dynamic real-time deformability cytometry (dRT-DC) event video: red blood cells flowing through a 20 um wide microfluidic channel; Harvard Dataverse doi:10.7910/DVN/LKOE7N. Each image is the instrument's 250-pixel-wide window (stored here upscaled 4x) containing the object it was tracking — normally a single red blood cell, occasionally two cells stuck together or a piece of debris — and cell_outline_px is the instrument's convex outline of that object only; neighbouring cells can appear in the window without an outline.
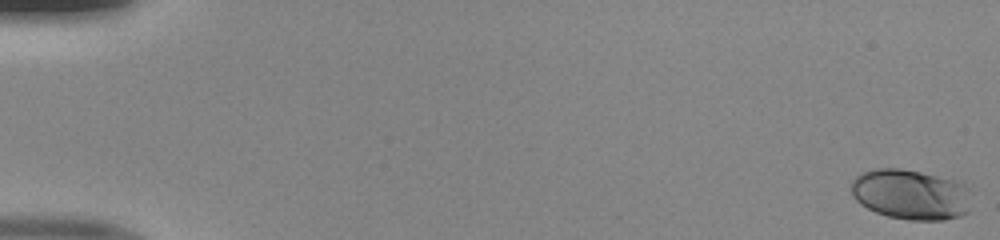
{"species": "human", "species_latin": "Homo sapiens", "temperature_condition": "room temperature", "stored_images_in_passage": 52, "segment_of_instrument_passage": [1, 2], "camera_frame_rate_fps": 3000, "um_per_image_px": 0.085, "donor": {"sex": "male"}, "frame": {"image": 1, "passage_image": 1, "time_ms": 0.0, "image_size_px": [1000, 240], "cell_outline_px": [[968, 212], [960, 216], [944, 220], [908, 220], [888, 216], [876, 212], [860, 204], [852, 196], [852, 180], [860, 172], [876, 168], [900, 168], [920, 172], [952, 180], [960, 184]], "centroid_in_image_um": [77.26, 16.53], "position_along_channel_um": 7.7, "area_um2": 34.28}}
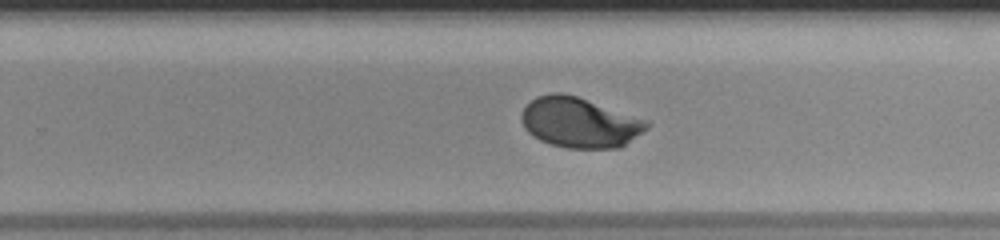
{"frame": {"image": 2, "passage_image": 34, "time_ms": 11.0, "image_size_px": [1000, 240], "cell_outline_px": [[652, 124], [648, 128], [620, 148], [568, 148], [552, 144], [540, 140], [532, 136], [524, 128], [520, 120], [520, 116], [524, 108], [536, 96], [552, 92], [564, 92], [648, 120]], "centroid_in_image_um": [49.26, 10.41], "position_along_channel_um": 280.5, "area_um2": 36.76}}
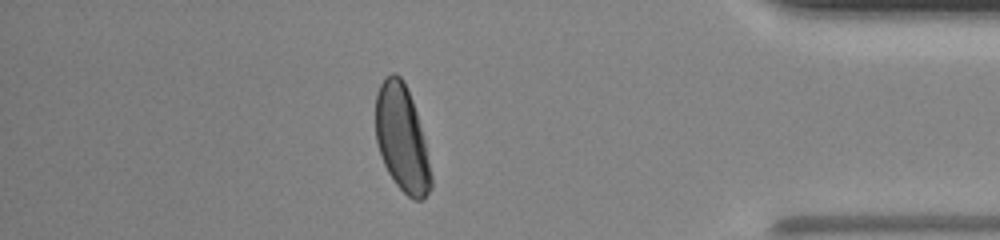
{"frame": {"image": 3, "passage_image": 45, "time_ms": 14.667, "image_size_px": [1000, 240], "cell_outline_px": [[432, 188], [424, 200], [412, 200], [396, 184], [388, 172], [384, 164], [376, 140], [376, 92], [384, 76], [392, 72], [396, 72], [404, 80], [412, 100], [416, 112], [424, 140], [432, 176]], "centroid_in_image_um": [34.16, 11.76], "position_along_channel_um": 401.0, "area_um2": 34.39}}